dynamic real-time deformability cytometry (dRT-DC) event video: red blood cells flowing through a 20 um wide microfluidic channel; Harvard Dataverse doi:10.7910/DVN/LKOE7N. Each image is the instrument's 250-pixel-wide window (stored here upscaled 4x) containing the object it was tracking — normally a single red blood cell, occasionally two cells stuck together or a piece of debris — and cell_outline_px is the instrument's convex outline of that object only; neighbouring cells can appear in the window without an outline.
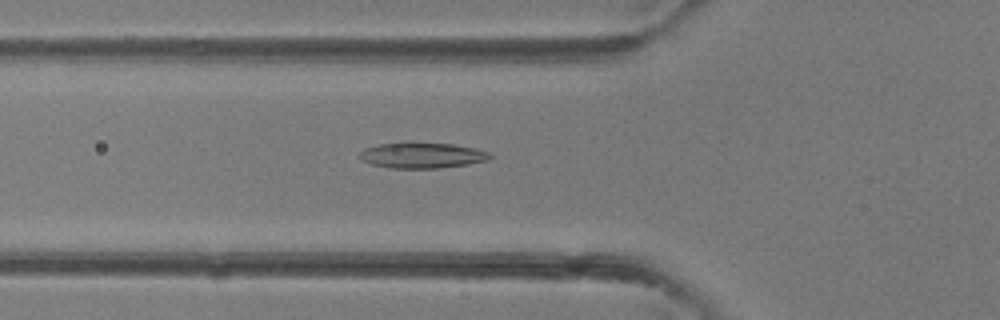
{"species": "common noctule bat (a hibernating species)", "species_latin": "Nyctalus noctula", "temperature_condition": "room temperature", "stored_images_in_passage": 41, "camera_frame_rate_fps": 3000, "um_per_image_px": 0.085, "animal": {"sex": "female"}, "frame": {"image": 1, "passage_image": 15, "time_ms": 4.667, "image_size_px": [1000, 320], "cell_outline_px": [[492, 156], [488, 160], [468, 164], [440, 168], [392, 168], [372, 164], [356, 156], [364, 148], [380, 144], [452, 144], [476, 148], [488, 152]], "centroid_in_image_um": [35.89, 13.22], "position_along_channel_um": 89.9, "area_um2": 18.96}}
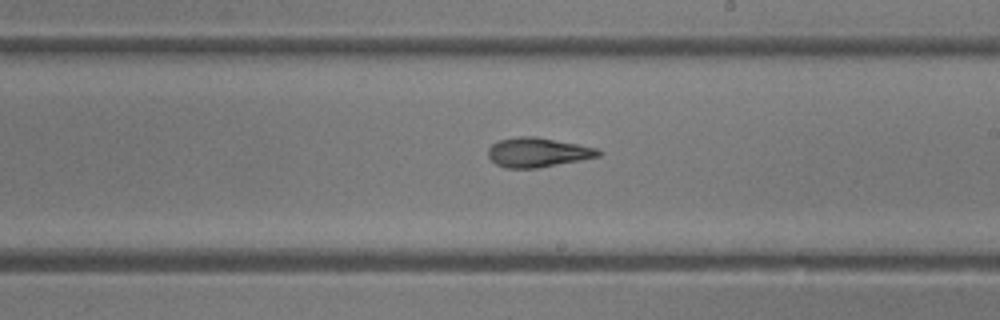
{"frame": {"image": 2, "passage_image": 24, "time_ms": 7.667, "image_size_px": [1000, 320], "cell_outline_px": [[600, 156], [580, 160], [536, 168], [504, 168], [496, 164], [488, 156], [488, 148], [492, 144], [500, 140], [520, 136], [536, 136], [596, 148], [600, 152]], "centroid_in_image_um": [45.66, 12.95], "position_along_channel_um": 243.3, "area_um2": 18.67}}
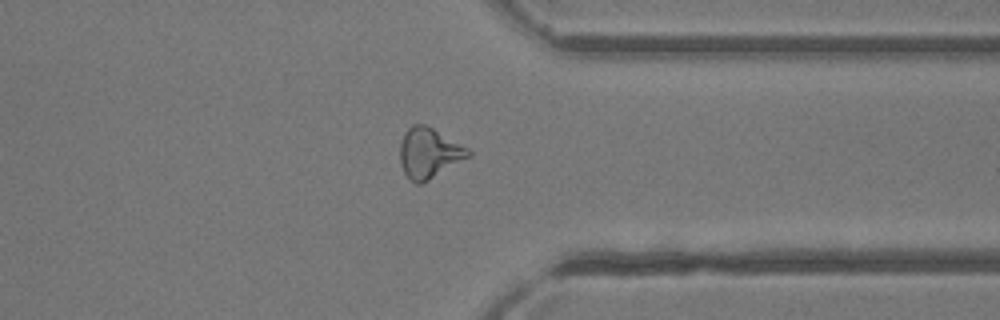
{"frame": {"image": 3, "passage_image": 32, "time_ms": 10.333, "image_size_px": [1000, 320], "cell_outline_px": [[472, 156], [428, 180], [420, 184], [416, 184], [404, 172], [400, 164], [400, 144], [404, 132], [412, 124], [424, 124], [432, 128], [468, 148], [472, 152]], "centroid_in_image_um": [36.47, 13.0], "position_along_channel_um": 374.9, "area_um2": 19.88}}